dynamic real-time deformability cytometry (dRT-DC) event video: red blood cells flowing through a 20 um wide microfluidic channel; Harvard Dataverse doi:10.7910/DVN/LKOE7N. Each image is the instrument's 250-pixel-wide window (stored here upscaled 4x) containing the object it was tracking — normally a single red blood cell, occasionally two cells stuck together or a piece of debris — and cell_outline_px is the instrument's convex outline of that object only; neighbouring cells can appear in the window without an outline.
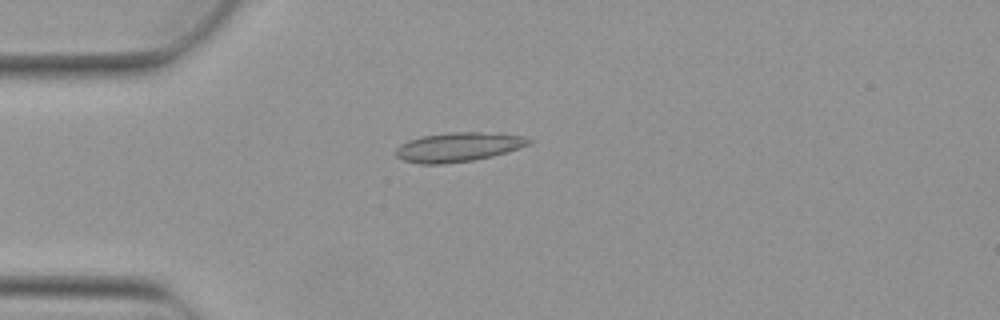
{"species": "Egyptian fruit bat (a non-hibernating species)", "species_latin": "Rousettus aegyptiacus", "temperature_condition": "warm", "stored_images_in_passage": 4, "camera_frame_rate_fps": 3000, "um_per_image_px": 0.085, "animal": {"sex": "female"}, "frame": {"image": 1, "passage_image": 4, "time_ms": 1.0, "image_size_px": [1000, 320], "cell_outline_px": [[532, 140], [528, 144], [492, 156], [472, 160], [444, 164], [420, 164], [404, 160], [396, 156], [392, 152], [400, 144], [408, 140], [420, 136], [448, 132], [480, 132], [524, 136]], "centroid_in_image_um": [38.85, 12.5], "position_along_channel_um": 46.2, "area_um2": 22.54}}